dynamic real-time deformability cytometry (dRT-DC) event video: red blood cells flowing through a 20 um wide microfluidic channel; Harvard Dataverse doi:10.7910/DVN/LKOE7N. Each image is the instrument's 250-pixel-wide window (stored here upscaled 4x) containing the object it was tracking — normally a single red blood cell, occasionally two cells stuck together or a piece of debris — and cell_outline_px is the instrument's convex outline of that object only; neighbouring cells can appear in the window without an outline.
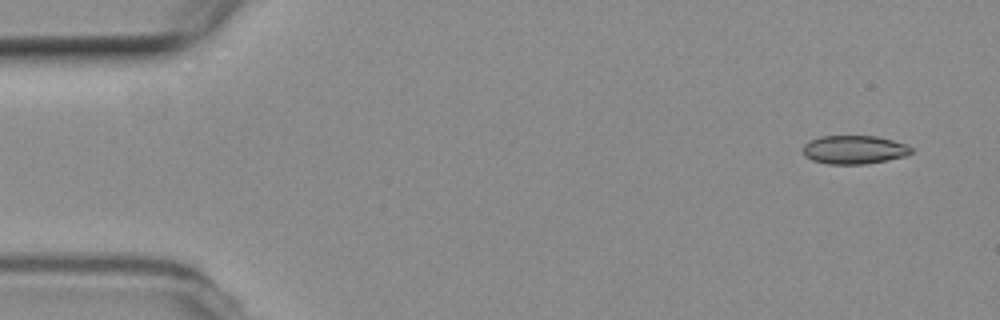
{"species": "common noctule bat (a hibernating species)", "species_latin": "Nyctalus noctula", "temperature_condition": "room temperature", "stored_images_in_passage": 10, "camera_frame_rate_fps": 3000, "um_per_image_px": 0.085, "animal": {"sex": "female", "body_mass_g": 19.3, "forearm_length_mm": 54.1}, "frame": {"image": 1, "passage_image": 2, "time_ms": 1.0, "image_size_px": [1000, 320], "cell_outline_px": [[912, 152], [904, 156], [888, 160], [864, 164], [828, 164], [812, 160], [804, 156], [804, 144], [808, 140], [820, 136], [876, 136], [908, 144], [912, 148]], "centroid_in_image_um": [72.6, 12.72], "position_along_channel_um": 12.4, "area_um2": 18.09}}
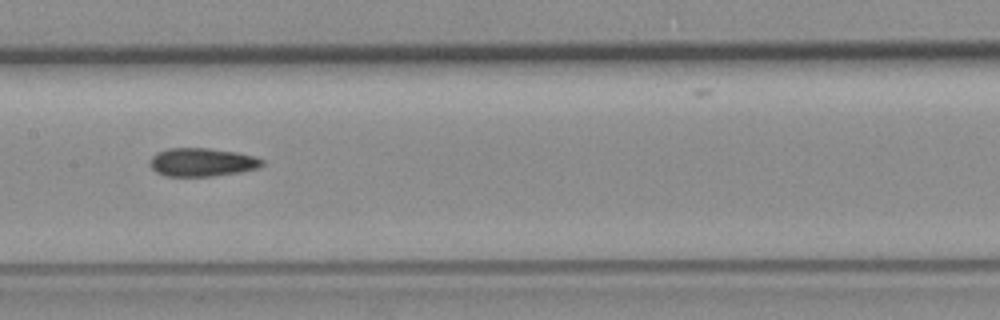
{"frame": {"image": 2, "passage_image": 9, "time_ms": 9.333, "image_size_px": [1000, 320], "cell_outline_px": [[264, 164], [256, 168], [240, 172], [216, 176], [164, 176], [156, 172], [152, 168], [152, 156], [168, 148], [208, 148], [236, 152], [256, 156], [264, 160]], "centroid_in_image_um": [17.22, 13.79], "position_along_channel_um": 190.2, "area_um2": 18.44}}
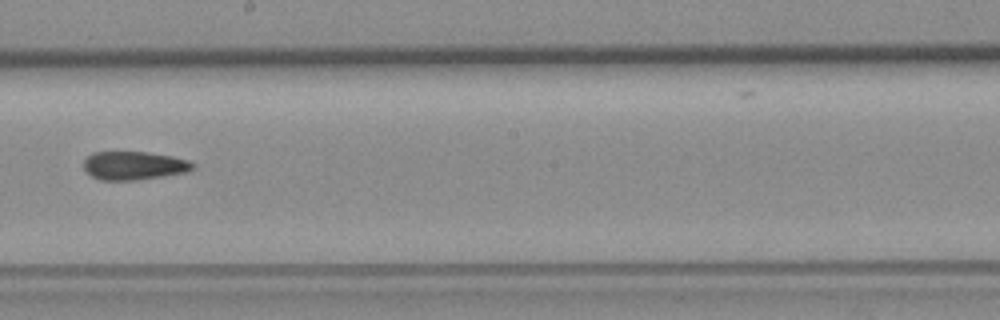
{"frame": {"image": 3, "passage_image": 10, "time_ms": 10.667, "image_size_px": [1000, 320], "cell_outline_px": [[196, 168], [188, 172], [140, 180], [100, 180], [84, 172], [84, 160], [92, 152], [148, 152], [172, 156], [188, 160], [196, 164]], "centroid_in_image_um": [11.41, 14.08], "position_along_channel_um": 236.8, "area_um2": 18.38}}